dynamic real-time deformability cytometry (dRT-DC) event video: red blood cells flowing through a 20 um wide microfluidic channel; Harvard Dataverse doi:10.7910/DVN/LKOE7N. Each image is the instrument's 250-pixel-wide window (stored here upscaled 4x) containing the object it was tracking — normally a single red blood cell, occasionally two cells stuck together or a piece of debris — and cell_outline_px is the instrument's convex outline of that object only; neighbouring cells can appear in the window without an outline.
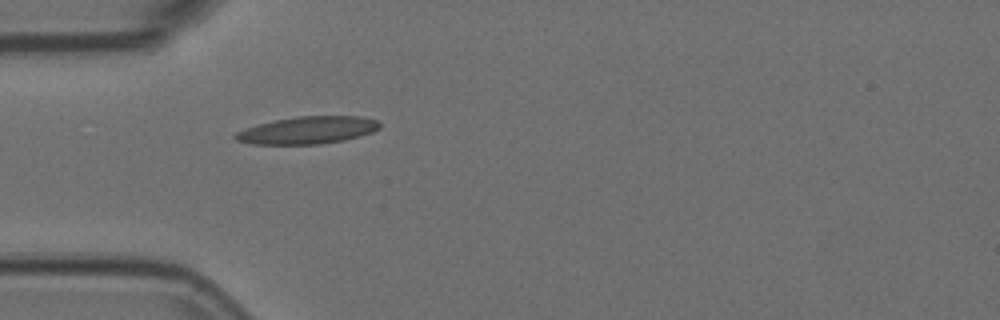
{"species": "Egyptian fruit bat (a non-hibernating species)", "species_latin": "Rousettus aegyptiacus", "temperature_condition": "room temperature", "stored_images_in_passage": 4, "camera_frame_rate_fps": 3000, "um_per_image_px": 0.085, "animal": {"sex": "female"}, "frame": {"image": 1, "passage_image": 1, "time_ms": 0.0, "image_size_px": [1000, 320], "cell_outline_px": [[380, 128], [372, 132], [360, 136], [344, 140], [320, 144], [252, 144], [236, 140], [232, 136], [236, 132], [260, 124], [276, 120], [296, 116], [360, 116], [376, 120], [380, 124]], "centroid_in_image_um": [26.17, 11.07], "position_along_channel_um": 58.8, "area_um2": 22.83}}